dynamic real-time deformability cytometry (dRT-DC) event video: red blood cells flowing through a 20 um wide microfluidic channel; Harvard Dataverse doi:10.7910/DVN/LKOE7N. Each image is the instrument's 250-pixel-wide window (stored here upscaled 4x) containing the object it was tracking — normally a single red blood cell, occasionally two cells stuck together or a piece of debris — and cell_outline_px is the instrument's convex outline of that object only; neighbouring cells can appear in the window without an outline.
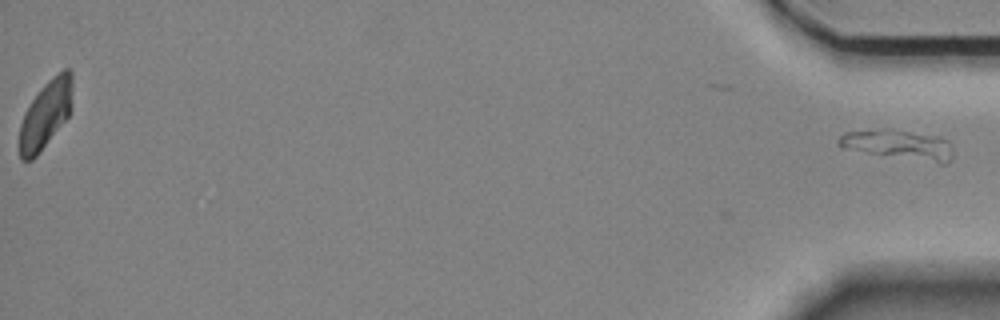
{"species": "Egyptian fruit bat (a non-hibernating species)", "species_latin": "Rousettus aegyptiacus", "temperature_condition": "room temperature", "stored_images_in_passage": 48, "segment_of_instrument_passage": [2, 2], "camera_frame_rate_fps": 3000, "um_per_image_px": 0.085, "animal": {"sex": "female"}, "frame": {"image": 1, "passage_image": 48, "time_ms": 15.667, "image_size_px": [1000, 320], "cell_outline_px": [[952, 156], [948, 164], [940, 164], [844, 148], [836, 144], [836, 140], [844, 132], [908, 132], [940, 136], [948, 140], [952, 144]], "centroid_in_image_um": [76.5, 12.35], "position_along_channel_um": 358.7, "area_um2": 18.79}}